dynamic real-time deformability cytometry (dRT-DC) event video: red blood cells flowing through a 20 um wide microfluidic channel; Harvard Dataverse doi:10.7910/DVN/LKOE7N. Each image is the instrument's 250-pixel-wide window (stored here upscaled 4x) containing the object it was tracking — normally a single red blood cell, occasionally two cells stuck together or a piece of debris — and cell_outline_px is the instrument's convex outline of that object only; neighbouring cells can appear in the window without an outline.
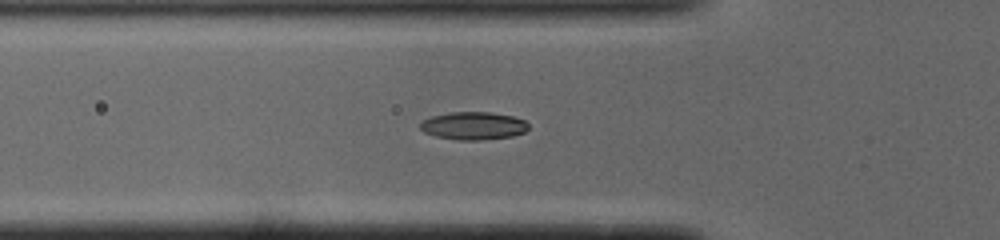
{"species": "common noctule bat (a hibernating species)", "species_latin": "Nyctalus noctula", "temperature_condition": "cold", "stored_images_in_passage": 42, "camera_frame_rate_fps": 3000, "um_per_image_px": 0.085, "animal": {"sex": "male", "body_mass_g": 19.0, "forearm_length_mm": 50.8}, "frame": {"image": 1, "passage_image": 12, "time_ms": 3.667, "image_size_px": [1000, 240], "cell_outline_px": [[528, 128], [524, 132], [512, 136], [484, 140], [456, 140], [436, 136], [424, 132], [420, 128], [420, 124], [424, 120], [432, 116], [452, 112], [488, 112], [512, 116], [524, 120], [528, 124]], "centroid_in_image_um": [40.24, 10.7], "position_along_channel_um": 85.6, "area_um2": 17.46}}
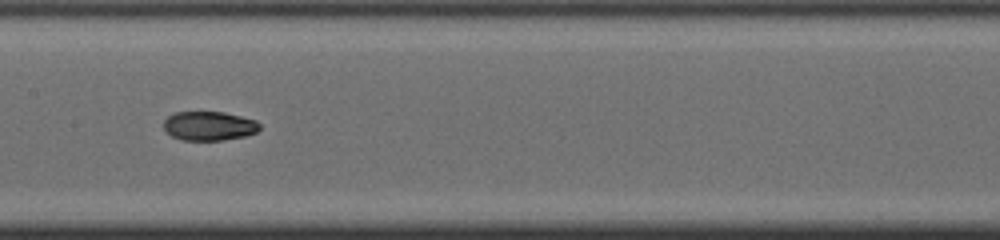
{"frame": {"image": 2, "passage_image": 20, "time_ms": 6.333, "image_size_px": [1000, 240], "cell_outline_px": [[260, 128], [256, 132], [244, 136], [224, 140], [180, 140], [172, 136], [164, 128], [164, 120], [168, 116], [176, 112], [224, 112], [256, 120], [260, 124]], "centroid_in_image_um": [17.77, 10.7], "position_along_channel_um": 189.6, "area_um2": 16.24}}
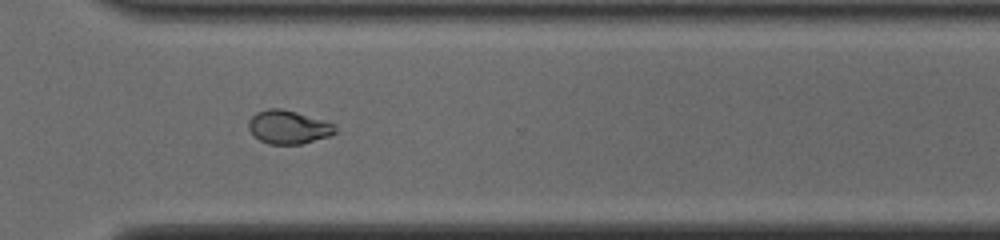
{"frame": {"image": 3, "passage_image": 32, "time_ms": 10.333, "image_size_px": [1000, 240], "cell_outline_px": [[336, 132], [328, 136], [300, 144], [268, 144], [260, 140], [248, 128], [248, 120], [256, 112], [268, 108], [280, 108], [296, 112], [336, 124]], "centroid_in_image_um": [24.5, 10.79], "position_along_channel_um": 346.1, "area_um2": 16.76}, "authors_computed_cell_mechanics": {"area_um2": 16.5886, "velocity_mm_per_s": 3.9039, "shape_relaxation_time_tau1_ms": null, "shape_relaxation_time_tau2_ms": 2.0026, "deformation_change_tau1": null, "deformation_change_tau2": 0.0545}}